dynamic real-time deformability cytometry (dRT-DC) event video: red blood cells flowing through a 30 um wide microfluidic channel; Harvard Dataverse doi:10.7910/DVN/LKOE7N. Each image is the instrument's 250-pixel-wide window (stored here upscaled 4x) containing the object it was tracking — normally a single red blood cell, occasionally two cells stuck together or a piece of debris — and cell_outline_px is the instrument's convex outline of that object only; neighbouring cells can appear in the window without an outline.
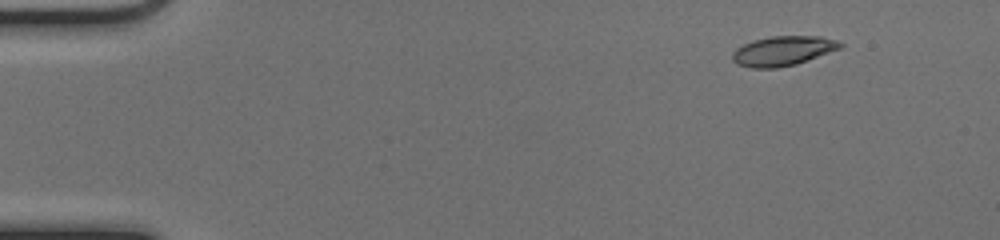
{"species": "common noctule bat (a hibernating species)", "species_latin": "Nyctalus noctula", "temperature_condition": "cold", "stored_images_in_passage": 47, "camera_frame_rate_fps": 3000, "um_per_image_px": 0.085, "animal": {"sex": "female", "body_mass_g": 17.0, "forearm_length_mm": 48.0}, "frame": {"image": 1, "passage_image": 1, "time_ms": 0.0, "image_size_px": [1000, 240], "cell_outline_px": [[844, 44], [840, 48], [796, 64], [776, 68], [752, 68], [736, 64], [732, 60], [732, 52], [736, 48], [744, 44], [756, 40], [772, 36], [820, 36], [836, 40]], "centroid_in_image_um": [66.52, 4.33], "position_along_channel_um": 18.5, "area_um2": 18.44}}
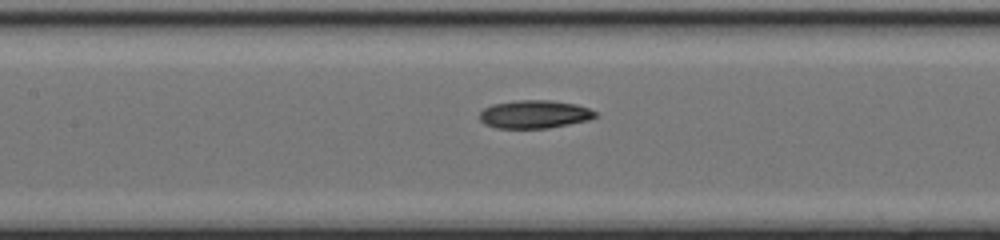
{"frame": {"image": 2, "passage_image": 20, "time_ms": 6.333, "image_size_px": [1000, 240], "cell_outline_px": [[600, 116], [588, 120], [548, 128], [496, 128], [484, 124], [480, 120], [480, 112], [484, 108], [492, 104], [516, 100], [552, 100], [576, 104], [588, 108], [596, 112]], "centroid_in_image_um": [45.43, 9.71], "position_along_channel_um": 162.0, "area_um2": 19.07}}
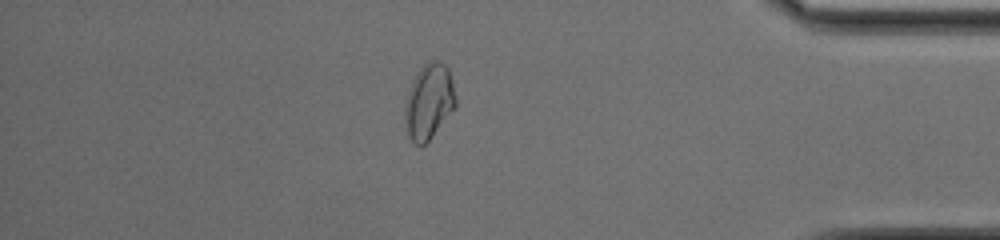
{"frame": {"image": 3, "passage_image": 40, "time_ms": 13.0, "image_size_px": [1000, 240], "cell_outline_px": [[456, 104], [432, 136], [420, 148], [408, 136], [404, 120], [404, 104], [408, 92], [420, 68], [428, 60], [440, 60], [448, 68], [452, 80], [456, 96]], "centroid_in_image_um": [36.44, 8.62], "position_along_channel_um": 398.8, "area_um2": 22.08}, "authors_computed_cell_mechanics": {"area_um2": 19.3052, "velocity_mm_per_s": 4.0397, "shape_relaxation_time_tau1_ms": 6.3326, "shape_relaxation_time_tau2_ms": 6.7661, "deformation_change_tau1": 0.15, "deformation_change_tau2": 0.1276}}